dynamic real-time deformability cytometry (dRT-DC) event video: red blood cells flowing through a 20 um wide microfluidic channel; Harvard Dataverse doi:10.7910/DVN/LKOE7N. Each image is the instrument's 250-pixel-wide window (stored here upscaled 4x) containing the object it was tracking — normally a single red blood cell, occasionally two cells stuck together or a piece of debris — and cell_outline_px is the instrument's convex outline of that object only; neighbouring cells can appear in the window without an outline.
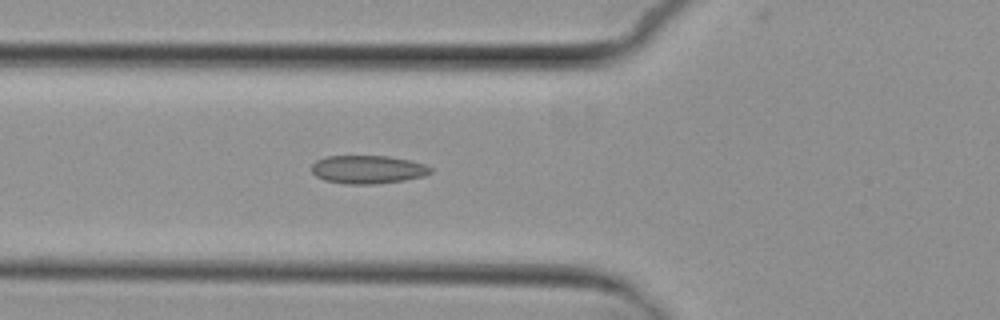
{"species": "common noctule bat (a hibernating species)", "species_latin": "Nyctalus noctula", "temperature_condition": "cold", "stored_images_in_passage": 5, "camera_frame_rate_fps": 3000, "um_per_image_px": 0.085, "animal": {"sex": "female", "body_mass_g": 29.2, "forearm_length_mm": 56.3}, "frame": {"image": 1, "passage_image": 5, "time_ms": 4.667, "image_size_px": [1000, 320], "cell_outline_px": [[432, 172], [424, 176], [404, 180], [376, 184], [344, 184], [324, 180], [316, 176], [312, 172], [312, 164], [316, 160], [328, 156], [388, 156], [412, 160], [424, 164], [432, 168]], "centroid_in_image_um": [31.27, 14.4], "position_along_channel_um": 94.5, "area_um2": 19.71}}